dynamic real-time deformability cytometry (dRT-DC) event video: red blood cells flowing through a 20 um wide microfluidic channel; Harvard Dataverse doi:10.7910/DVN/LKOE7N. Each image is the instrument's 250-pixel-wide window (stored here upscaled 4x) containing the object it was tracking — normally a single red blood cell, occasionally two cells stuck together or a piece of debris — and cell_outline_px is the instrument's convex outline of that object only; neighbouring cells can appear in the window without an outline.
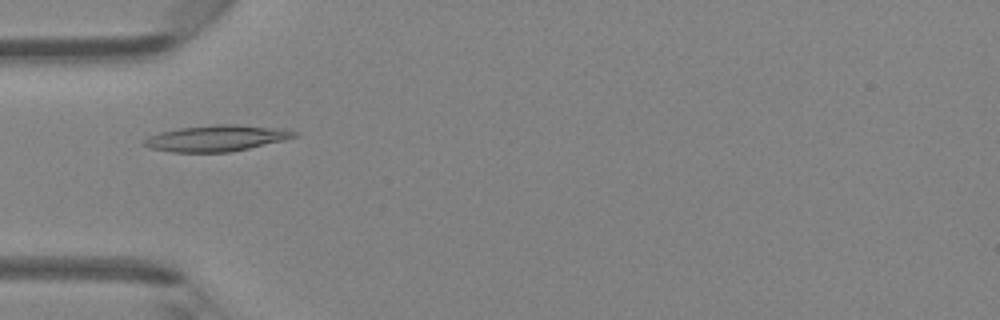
{"species": "Egyptian fruit bat (a non-hibernating species)", "species_latin": "Rousettus aegyptiacus", "temperature_condition": "room temperature", "stored_images_in_passage": 2, "camera_frame_rate_fps": 3000, "um_per_image_px": 0.085, "animal": {"sex": "female"}, "frame": {"image": 1, "passage_image": 1, "time_ms": 0.0, "image_size_px": [1000, 320], "cell_outline_px": [[300, 132], [296, 136], [284, 140], [248, 148], [228, 152], [172, 152], [148, 148], [140, 144], [148, 136], [160, 132], [180, 128], [216, 124], [236, 124], [284, 128]], "centroid_in_image_um": [18.4, 11.74], "position_along_channel_um": 66.6, "area_um2": 23.0}}
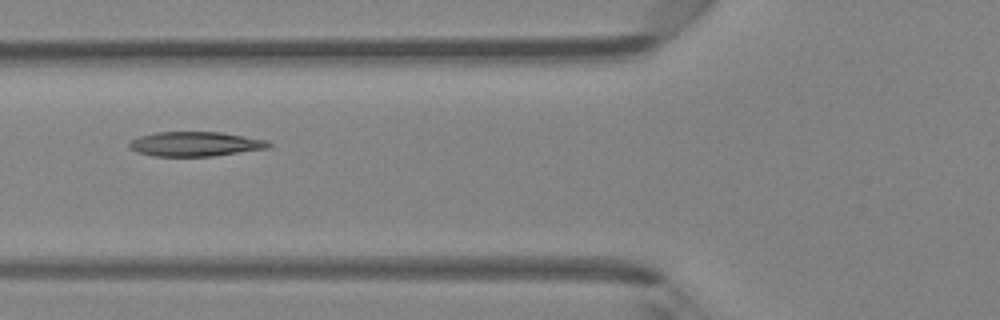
{"frame": {"image": 2, "passage_image": 2, "time_ms": 1.0, "image_size_px": [1000, 320], "cell_outline_px": [[272, 144], [268, 148], [212, 156], [152, 156], [136, 152], [128, 148], [128, 144], [132, 140], [140, 136], [156, 132], [220, 132], [268, 140]], "centroid_in_image_um": [16.57, 12.24], "position_along_channel_um": 109.2, "area_um2": 19.94}}